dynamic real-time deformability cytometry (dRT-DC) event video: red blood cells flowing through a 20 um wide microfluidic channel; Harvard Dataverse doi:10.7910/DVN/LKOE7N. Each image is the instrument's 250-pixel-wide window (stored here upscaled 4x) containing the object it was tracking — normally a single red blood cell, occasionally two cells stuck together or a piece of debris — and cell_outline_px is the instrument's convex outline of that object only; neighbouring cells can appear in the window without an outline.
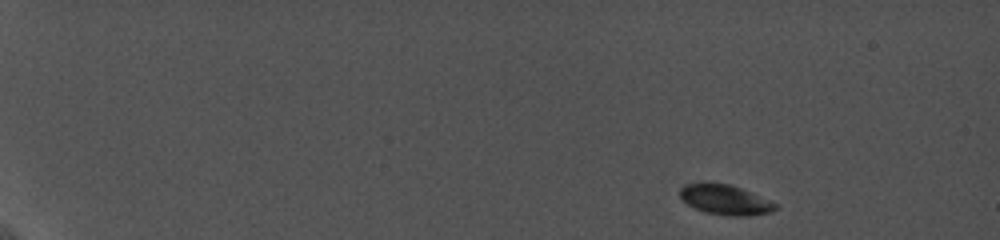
{"species": "common noctule bat (a hibernating species)", "species_latin": "Nyctalus noctula", "temperature_condition": "cold", "stored_images_in_passage": 22, "camera_frame_rate_fps": 5000, "um_per_image_px": 0.085, "animal": {"sex": "female", "body_mass_g": 19.0, "forearm_length_mm": 56.7}, "frame": {"image": 1, "passage_image": 1, "time_ms": 0.0, "image_size_px": [1000, 240], "cell_outline_px": [[780, 208], [772, 212], [748, 216], [728, 216], [704, 212], [688, 204], [680, 196], [680, 188], [684, 184], [700, 180], [708, 180], [732, 184], [780, 204]], "centroid_in_image_um": [61.66, 16.93], "position_along_channel_um": 23.3, "area_um2": 17.51}}
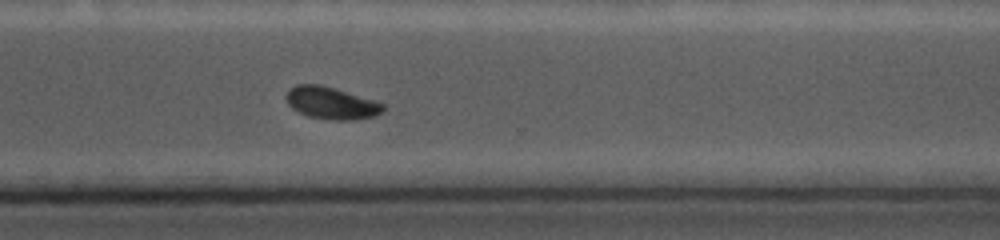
{"frame": {"image": 2, "passage_image": 19, "time_ms": 13.0, "image_size_px": [1000, 240], "cell_outline_px": [[384, 108], [376, 116], [356, 120], [332, 120], [308, 116], [292, 108], [288, 104], [288, 88], [296, 84], [320, 84], [372, 100], [384, 104]], "centroid_in_image_um": [28.15, 8.77], "position_along_channel_um": 342.5, "area_um2": 17.86}}
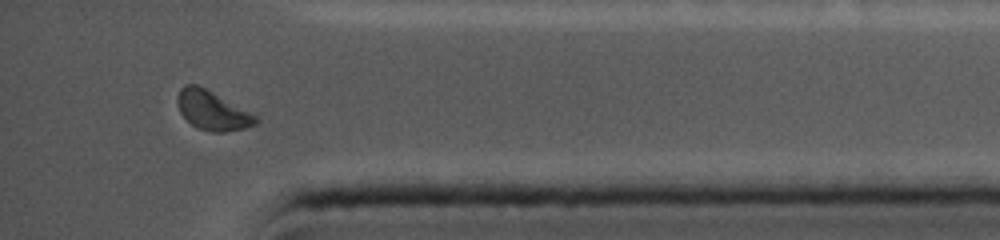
{"frame": {"image": 3, "passage_image": 22, "time_ms": 15.0, "image_size_px": [1000, 240], "cell_outline_px": [[260, 120], [256, 124], [244, 128], [224, 132], [212, 132], [196, 128], [180, 112], [176, 100], [180, 88], [184, 84], [196, 84], [256, 112], [260, 116]], "centroid_in_image_um": [18.13, 9.38], "position_along_channel_um": 417.1, "area_um2": 18.38}}